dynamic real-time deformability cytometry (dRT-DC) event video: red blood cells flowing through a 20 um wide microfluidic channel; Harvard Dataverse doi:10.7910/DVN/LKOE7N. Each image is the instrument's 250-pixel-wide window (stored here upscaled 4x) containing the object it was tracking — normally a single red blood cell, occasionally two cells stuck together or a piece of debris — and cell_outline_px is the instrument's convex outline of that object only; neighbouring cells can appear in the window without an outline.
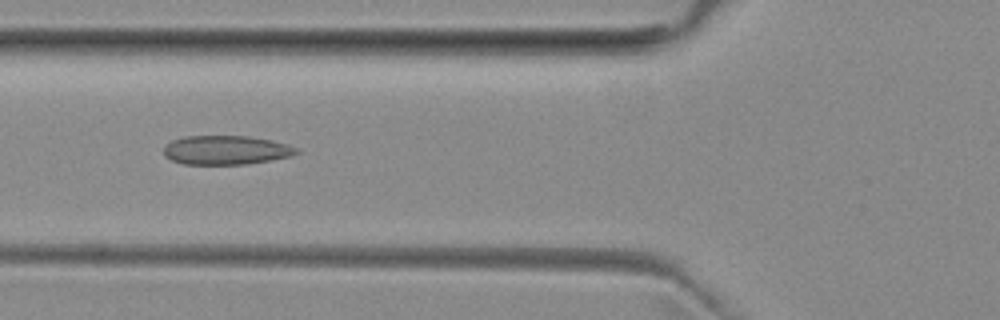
{"species": "common noctule bat (a hibernating species)", "species_latin": "Nyctalus noctula", "temperature_condition": "room temperature", "stored_images_in_passage": 47, "camera_frame_rate_fps": 3000, "um_per_image_px": 0.085, "animal": {"sex": "female", "body_mass_g": 29.2, "forearm_length_mm": 56.3}, "frame": {"image": 1, "passage_image": 16, "time_ms": 5.0, "image_size_px": [1000, 320], "cell_outline_px": [[300, 152], [292, 156], [272, 160], [248, 164], [184, 164], [172, 160], [164, 156], [164, 148], [172, 140], [184, 136], [248, 136], [272, 140], [288, 144], [296, 148]], "centroid_in_image_um": [19.24, 12.76], "position_along_channel_um": 106.6, "area_um2": 22.54}}
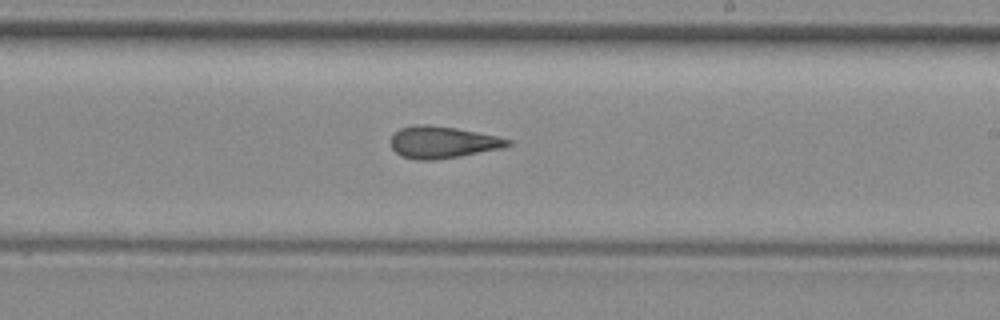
{"frame": {"image": 2, "passage_image": 27, "time_ms": 8.667, "image_size_px": [1000, 320], "cell_outline_px": [[512, 144], [500, 148], [460, 156], [432, 160], [416, 160], [400, 156], [392, 148], [392, 136], [400, 128], [412, 124], [428, 124], [456, 128], [496, 136], [512, 140]], "centroid_in_image_um": [37.59, 12.08], "position_along_channel_um": 251.4, "area_um2": 21.62}}
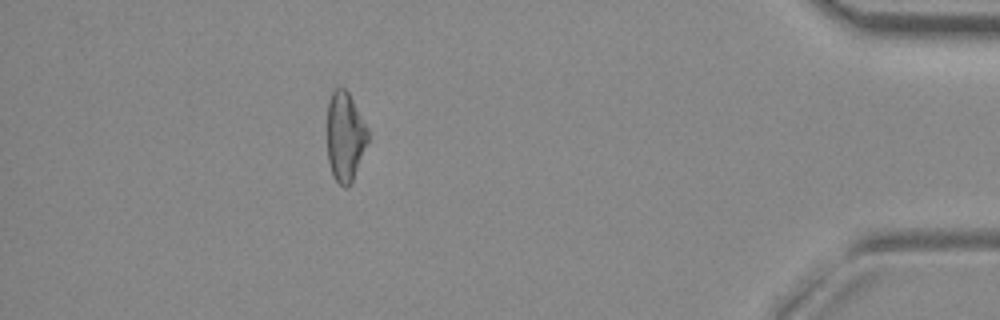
{"frame": {"image": 3, "passage_image": 43, "time_ms": 14.0, "image_size_px": [1000, 320], "cell_outline_px": [[368, 140], [352, 180], [344, 188], [336, 180], [332, 172], [328, 160], [328, 100], [332, 88], [344, 88], [348, 92], [368, 132]], "centroid_in_image_um": [29.3, 11.57], "position_along_channel_um": 405.9, "area_um2": 20.52}, "authors_computed_cell_mechanics": {"area_um2": 22.1374, "velocity_mm_per_s": 3.9454, "shape_relaxation_time_tau1_ms": null, "shape_relaxation_time_tau2_ms": 3.5981, "deformation_change_tau1": null, "deformation_change_tau2": 0.1277}}